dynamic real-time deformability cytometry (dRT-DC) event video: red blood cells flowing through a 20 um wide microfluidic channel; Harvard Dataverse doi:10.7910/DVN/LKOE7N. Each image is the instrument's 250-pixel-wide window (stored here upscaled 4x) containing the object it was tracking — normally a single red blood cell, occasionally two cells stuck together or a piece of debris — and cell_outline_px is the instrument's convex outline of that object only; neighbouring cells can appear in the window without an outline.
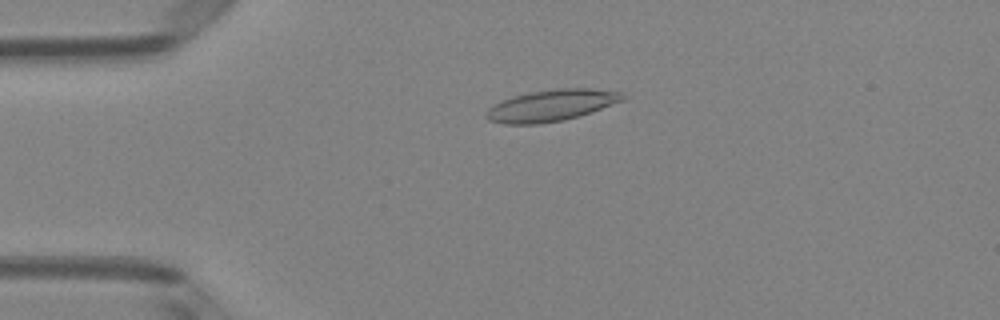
{"species": "Egyptian fruit bat (a non-hibernating species)", "species_latin": "Rousettus aegyptiacus", "temperature_condition": "room temperature", "stored_images_in_passage": 48, "camera_frame_rate_fps": 3000, "um_per_image_px": 0.085, "animal": {"sex": "female"}, "frame": {"image": 1, "passage_image": 9, "time_ms": 2.667, "image_size_px": [1000, 320], "cell_outline_px": [[628, 96], [624, 100], [564, 120], [540, 124], [504, 124], [488, 120], [484, 116], [488, 108], [504, 100], [528, 92], [560, 88], [588, 88], [624, 92]], "centroid_in_image_um": [46.87, 8.96], "position_along_channel_um": 38.1, "area_um2": 24.8}}
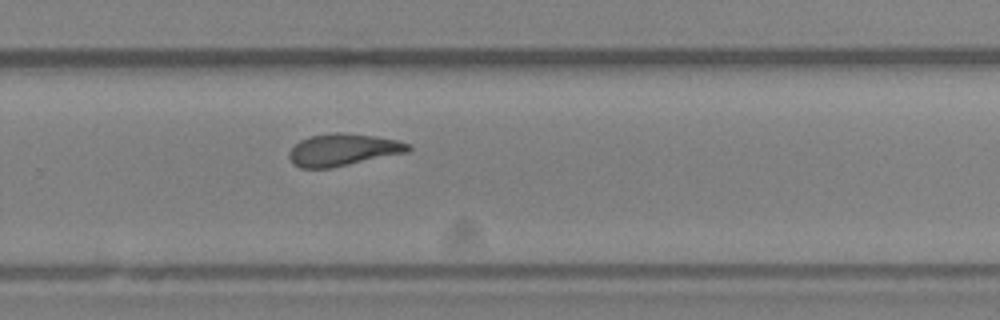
{"frame": {"image": 2, "passage_image": 31, "time_ms": 10.0, "image_size_px": [1000, 320], "cell_outline_px": [[412, 148], [408, 152], [332, 168], [300, 168], [292, 164], [288, 156], [288, 152], [300, 140], [312, 136], [332, 132], [340, 132], [372, 136], [396, 140], [412, 144]], "centroid_in_image_um": [29.15, 12.74], "position_along_channel_um": 300.7, "area_um2": 22.31}}
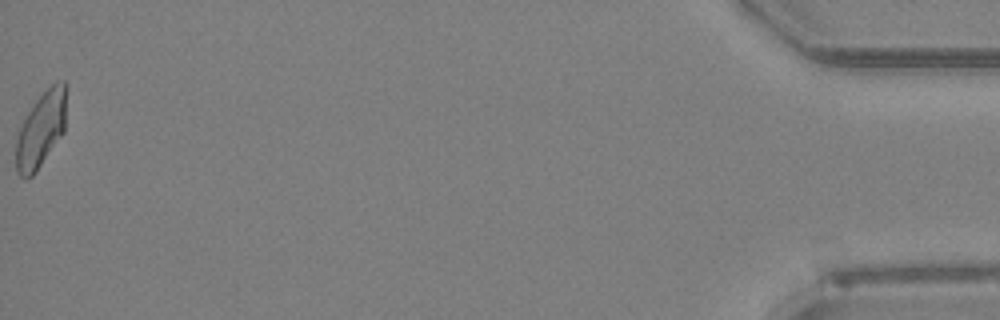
{"frame": {"image": 3, "passage_image": 48, "time_ms": 15.667, "image_size_px": [1000, 320], "cell_outline_px": [[68, 88], [64, 132], [36, 172], [28, 180], [24, 180], [16, 172], [16, 140], [20, 128], [28, 112], [36, 100], [56, 80], [64, 80], [68, 84]], "centroid_in_image_um": [3.52, 10.99], "position_along_channel_um": 431.7, "area_um2": 22.54}, "authors_computed_cell_mechanics": {"area_um2": 22.542, "velocity_mm_per_s": 4.0439, "shape_relaxation_time_tau1_ms": null, "shape_relaxation_time_tau2_ms": 3.1956, "deformation_change_tau1": null, "deformation_change_tau2": 0.1092}}